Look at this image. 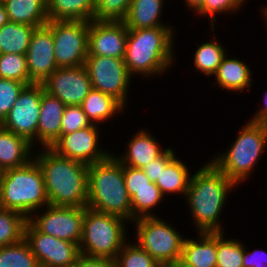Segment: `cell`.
<instances>
[{"instance_id": "25", "label": "cell", "mask_w": 267, "mask_h": 267, "mask_svg": "<svg viewBox=\"0 0 267 267\" xmlns=\"http://www.w3.org/2000/svg\"><path fill=\"white\" fill-rule=\"evenodd\" d=\"M80 106L91 124L96 125H102L126 110L114 97L96 89L88 93Z\"/></svg>"}, {"instance_id": "4", "label": "cell", "mask_w": 267, "mask_h": 267, "mask_svg": "<svg viewBox=\"0 0 267 267\" xmlns=\"http://www.w3.org/2000/svg\"><path fill=\"white\" fill-rule=\"evenodd\" d=\"M88 208L119 216L132 223L131 198L124 183L123 165L111 153L88 167Z\"/></svg>"}, {"instance_id": "28", "label": "cell", "mask_w": 267, "mask_h": 267, "mask_svg": "<svg viewBox=\"0 0 267 267\" xmlns=\"http://www.w3.org/2000/svg\"><path fill=\"white\" fill-rule=\"evenodd\" d=\"M36 27L8 22L0 28V54L26 55Z\"/></svg>"}, {"instance_id": "49", "label": "cell", "mask_w": 267, "mask_h": 267, "mask_svg": "<svg viewBox=\"0 0 267 267\" xmlns=\"http://www.w3.org/2000/svg\"><path fill=\"white\" fill-rule=\"evenodd\" d=\"M2 172H3V171L0 169V179H1V176H2Z\"/></svg>"}, {"instance_id": "37", "label": "cell", "mask_w": 267, "mask_h": 267, "mask_svg": "<svg viewBox=\"0 0 267 267\" xmlns=\"http://www.w3.org/2000/svg\"><path fill=\"white\" fill-rule=\"evenodd\" d=\"M246 2H248V0H205L195 14L197 16L201 15V17H208L211 30L216 31L214 26V20H216L215 15L236 13L239 9L242 10V7Z\"/></svg>"}, {"instance_id": "7", "label": "cell", "mask_w": 267, "mask_h": 267, "mask_svg": "<svg viewBox=\"0 0 267 267\" xmlns=\"http://www.w3.org/2000/svg\"><path fill=\"white\" fill-rule=\"evenodd\" d=\"M126 224L128 221L119 216L85 207L80 254L115 260L129 240Z\"/></svg>"}, {"instance_id": "13", "label": "cell", "mask_w": 267, "mask_h": 267, "mask_svg": "<svg viewBox=\"0 0 267 267\" xmlns=\"http://www.w3.org/2000/svg\"><path fill=\"white\" fill-rule=\"evenodd\" d=\"M99 128V125L91 124L75 132L60 135L49 148L62 157L88 166L101 162L112 152L107 151L99 144V136H101Z\"/></svg>"}, {"instance_id": "2", "label": "cell", "mask_w": 267, "mask_h": 267, "mask_svg": "<svg viewBox=\"0 0 267 267\" xmlns=\"http://www.w3.org/2000/svg\"><path fill=\"white\" fill-rule=\"evenodd\" d=\"M40 148L34 152V159L41 168L49 204L86 207L89 166L62 157L49 147Z\"/></svg>"}, {"instance_id": "48", "label": "cell", "mask_w": 267, "mask_h": 267, "mask_svg": "<svg viewBox=\"0 0 267 267\" xmlns=\"http://www.w3.org/2000/svg\"><path fill=\"white\" fill-rule=\"evenodd\" d=\"M261 11H262V13H261ZM259 12L263 15L262 18H264V22H265L264 24L266 25L265 27L267 28V7L261 8V10Z\"/></svg>"}, {"instance_id": "30", "label": "cell", "mask_w": 267, "mask_h": 267, "mask_svg": "<svg viewBox=\"0 0 267 267\" xmlns=\"http://www.w3.org/2000/svg\"><path fill=\"white\" fill-rule=\"evenodd\" d=\"M26 223L27 218L20 212L0 207V247L21 241Z\"/></svg>"}, {"instance_id": "24", "label": "cell", "mask_w": 267, "mask_h": 267, "mask_svg": "<svg viewBox=\"0 0 267 267\" xmlns=\"http://www.w3.org/2000/svg\"><path fill=\"white\" fill-rule=\"evenodd\" d=\"M10 22L40 27L48 23L47 0H3Z\"/></svg>"}, {"instance_id": "18", "label": "cell", "mask_w": 267, "mask_h": 267, "mask_svg": "<svg viewBox=\"0 0 267 267\" xmlns=\"http://www.w3.org/2000/svg\"><path fill=\"white\" fill-rule=\"evenodd\" d=\"M150 132L147 129L138 130L128 140L125 153L120 156L114 154L122 165L142 169L149 161L160 157L167 150L161 148L157 138Z\"/></svg>"}, {"instance_id": "29", "label": "cell", "mask_w": 267, "mask_h": 267, "mask_svg": "<svg viewBox=\"0 0 267 267\" xmlns=\"http://www.w3.org/2000/svg\"><path fill=\"white\" fill-rule=\"evenodd\" d=\"M197 47L194 50V71L196 72L197 70L209 77L213 76L221 64L223 57L227 54L226 47L218 42V40L214 41V39L200 43Z\"/></svg>"}, {"instance_id": "44", "label": "cell", "mask_w": 267, "mask_h": 267, "mask_svg": "<svg viewBox=\"0 0 267 267\" xmlns=\"http://www.w3.org/2000/svg\"><path fill=\"white\" fill-rule=\"evenodd\" d=\"M264 106L260 107L249 121L254 123H266L267 124V92L264 95Z\"/></svg>"}, {"instance_id": "39", "label": "cell", "mask_w": 267, "mask_h": 267, "mask_svg": "<svg viewBox=\"0 0 267 267\" xmlns=\"http://www.w3.org/2000/svg\"><path fill=\"white\" fill-rule=\"evenodd\" d=\"M91 125L81 106H65L61 135L75 132Z\"/></svg>"}, {"instance_id": "41", "label": "cell", "mask_w": 267, "mask_h": 267, "mask_svg": "<svg viewBox=\"0 0 267 267\" xmlns=\"http://www.w3.org/2000/svg\"><path fill=\"white\" fill-rule=\"evenodd\" d=\"M175 149L172 147H167V150L158 158L153 161H149L142 170L145 175L154 183L160 178L161 165H167L175 156Z\"/></svg>"}, {"instance_id": "33", "label": "cell", "mask_w": 267, "mask_h": 267, "mask_svg": "<svg viewBox=\"0 0 267 267\" xmlns=\"http://www.w3.org/2000/svg\"><path fill=\"white\" fill-rule=\"evenodd\" d=\"M224 235V231L217 232L216 267H243L244 244L239 239H228Z\"/></svg>"}, {"instance_id": "38", "label": "cell", "mask_w": 267, "mask_h": 267, "mask_svg": "<svg viewBox=\"0 0 267 267\" xmlns=\"http://www.w3.org/2000/svg\"><path fill=\"white\" fill-rule=\"evenodd\" d=\"M25 86L23 82L0 78V123L8 115Z\"/></svg>"}, {"instance_id": "43", "label": "cell", "mask_w": 267, "mask_h": 267, "mask_svg": "<svg viewBox=\"0 0 267 267\" xmlns=\"http://www.w3.org/2000/svg\"><path fill=\"white\" fill-rule=\"evenodd\" d=\"M70 267H116V262L109 258L87 257L80 254Z\"/></svg>"}, {"instance_id": "11", "label": "cell", "mask_w": 267, "mask_h": 267, "mask_svg": "<svg viewBox=\"0 0 267 267\" xmlns=\"http://www.w3.org/2000/svg\"><path fill=\"white\" fill-rule=\"evenodd\" d=\"M84 212L85 207L49 204L44 209L32 213L27 221L39 232L76 243L79 246L82 239Z\"/></svg>"}, {"instance_id": "14", "label": "cell", "mask_w": 267, "mask_h": 267, "mask_svg": "<svg viewBox=\"0 0 267 267\" xmlns=\"http://www.w3.org/2000/svg\"><path fill=\"white\" fill-rule=\"evenodd\" d=\"M24 239L39 267H70L80 256L76 243L39 232L28 221L24 229Z\"/></svg>"}, {"instance_id": "3", "label": "cell", "mask_w": 267, "mask_h": 267, "mask_svg": "<svg viewBox=\"0 0 267 267\" xmlns=\"http://www.w3.org/2000/svg\"><path fill=\"white\" fill-rule=\"evenodd\" d=\"M174 34L173 26L128 29L124 62L129 73L144 79L169 71L177 57Z\"/></svg>"}, {"instance_id": "1", "label": "cell", "mask_w": 267, "mask_h": 267, "mask_svg": "<svg viewBox=\"0 0 267 267\" xmlns=\"http://www.w3.org/2000/svg\"><path fill=\"white\" fill-rule=\"evenodd\" d=\"M237 184L221 172L210 160L191 175L184 201L196 232H223L220 221L229 193Z\"/></svg>"}, {"instance_id": "35", "label": "cell", "mask_w": 267, "mask_h": 267, "mask_svg": "<svg viewBox=\"0 0 267 267\" xmlns=\"http://www.w3.org/2000/svg\"><path fill=\"white\" fill-rule=\"evenodd\" d=\"M0 78L29 85L27 58L23 54H0Z\"/></svg>"}, {"instance_id": "31", "label": "cell", "mask_w": 267, "mask_h": 267, "mask_svg": "<svg viewBox=\"0 0 267 267\" xmlns=\"http://www.w3.org/2000/svg\"><path fill=\"white\" fill-rule=\"evenodd\" d=\"M166 199L159 187L151 181V187H144L136 191L131 197L132 222L142 217L158 216L152 211Z\"/></svg>"}, {"instance_id": "16", "label": "cell", "mask_w": 267, "mask_h": 267, "mask_svg": "<svg viewBox=\"0 0 267 267\" xmlns=\"http://www.w3.org/2000/svg\"><path fill=\"white\" fill-rule=\"evenodd\" d=\"M29 84L43 83L58 67L54 53L52 21L36 27L26 53Z\"/></svg>"}, {"instance_id": "36", "label": "cell", "mask_w": 267, "mask_h": 267, "mask_svg": "<svg viewBox=\"0 0 267 267\" xmlns=\"http://www.w3.org/2000/svg\"><path fill=\"white\" fill-rule=\"evenodd\" d=\"M132 0H95L93 20L123 22Z\"/></svg>"}, {"instance_id": "22", "label": "cell", "mask_w": 267, "mask_h": 267, "mask_svg": "<svg viewBox=\"0 0 267 267\" xmlns=\"http://www.w3.org/2000/svg\"><path fill=\"white\" fill-rule=\"evenodd\" d=\"M34 146L24 137L0 125V169L20 167L34 158Z\"/></svg>"}, {"instance_id": "5", "label": "cell", "mask_w": 267, "mask_h": 267, "mask_svg": "<svg viewBox=\"0 0 267 267\" xmlns=\"http://www.w3.org/2000/svg\"><path fill=\"white\" fill-rule=\"evenodd\" d=\"M49 205L43 174L33 158L23 166L7 169L0 179V207L28 218Z\"/></svg>"}, {"instance_id": "12", "label": "cell", "mask_w": 267, "mask_h": 267, "mask_svg": "<svg viewBox=\"0 0 267 267\" xmlns=\"http://www.w3.org/2000/svg\"><path fill=\"white\" fill-rule=\"evenodd\" d=\"M44 91L42 83L26 85L8 115L0 123L3 128L26 138L34 147L37 144L40 103Z\"/></svg>"}, {"instance_id": "47", "label": "cell", "mask_w": 267, "mask_h": 267, "mask_svg": "<svg viewBox=\"0 0 267 267\" xmlns=\"http://www.w3.org/2000/svg\"><path fill=\"white\" fill-rule=\"evenodd\" d=\"M165 267H193L183 262L181 259L176 260L175 262L166 265Z\"/></svg>"}, {"instance_id": "19", "label": "cell", "mask_w": 267, "mask_h": 267, "mask_svg": "<svg viewBox=\"0 0 267 267\" xmlns=\"http://www.w3.org/2000/svg\"><path fill=\"white\" fill-rule=\"evenodd\" d=\"M65 106L58 98L43 92L37 127V146L50 147L61 135Z\"/></svg>"}, {"instance_id": "23", "label": "cell", "mask_w": 267, "mask_h": 267, "mask_svg": "<svg viewBox=\"0 0 267 267\" xmlns=\"http://www.w3.org/2000/svg\"><path fill=\"white\" fill-rule=\"evenodd\" d=\"M164 3V0H132L123 22L128 29L171 26L161 20Z\"/></svg>"}, {"instance_id": "9", "label": "cell", "mask_w": 267, "mask_h": 267, "mask_svg": "<svg viewBox=\"0 0 267 267\" xmlns=\"http://www.w3.org/2000/svg\"><path fill=\"white\" fill-rule=\"evenodd\" d=\"M85 68L88 72L92 88L111 95L125 108L127 106L129 86L132 75L129 73L124 59L104 56H87ZM126 104V105H125Z\"/></svg>"}, {"instance_id": "6", "label": "cell", "mask_w": 267, "mask_h": 267, "mask_svg": "<svg viewBox=\"0 0 267 267\" xmlns=\"http://www.w3.org/2000/svg\"><path fill=\"white\" fill-rule=\"evenodd\" d=\"M237 135L226 151L217 153L210 161L239 186L251 178L267 148V124L248 120Z\"/></svg>"}, {"instance_id": "34", "label": "cell", "mask_w": 267, "mask_h": 267, "mask_svg": "<svg viewBox=\"0 0 267 267\" xmlns=\"http://www.w3.org/2000/svg\"><path fill=\"white\" fill-rule=\"evenodd\" d=\"M132 243L129 240L118 253L116 267H162L147 251Z\"/></svg>"}, {"instance_id": "21", "label": "cell", "mask_w": 267, "mask_h": 267, "mask_svg": "<svg viewBox=\"0 0 267 267\" xmlns=\"http://www.w3.org/2000/svg\"><path fill=\"white\" fill-rule=\"evenodd\" d=\"M196 235L194 240L184 239L180 259L193 267H216L217 232H198Z\"/></svg>"}, {"instance_id": "15", "label": "cell", "mask_w": 267, "mask_h": 267, "mask_svg": "<svg viewBox=\"0 0 267 267\" xmlns=\"http://www.w3.org/2000/svg\"><path fill=\"white\" fill-rule=\"evenodd\" d=\"M42 85L47 93L66 106H80L93 89L84 65L57 68Z\"/></svg>"}, {"instance_id": "8", "label": "cell", "mask_w": 267, "mask_h": 267, "mask_svg": "<svg viewBox=\"0 0 267 267\" xmlns=\"http://www.w3.org/2000/svg\"><path fill=\"white\" fill-rule=\"evenodd\" d=\"M132 224L136 228L135 243L160 266L165 267L181 258L185 237L167 219L165 221L160 216L142 217Z\"/></svg>"}, {"instance_id": "27", "label": "cell", "mask_w": 267, "mask_h": 267, "mask_svg": "<svg viewBox=\"0 0 267 267\" xmlns=\"http://www.w3.org/2000/svg\"><path fill=\"white\" fill-rule=\"evenodd\" d=\"M95 0H47L48 20L92 21Z\"/></svg>"}, {"instance_id": "42", "label": "cell", "mask_w": 267, "mask_h": 267, "mask_svg": "<svg viewBox=\"0 0 267 267\" xmlns=\"http://www.w3.org/2000/svg\"><path fill=\"white\" fill-rule=\"evenodd\" d=\"M242 264L243 267H267V251L261 249L247 251L244 246Z\"/></svg>"}, {"instance_id": "20", "label": "cell", "mask_w": 267, "mask_h": 267, "mask_svg": "<svg viewBox=\"0 0 267 267\" xmlns=\"http://www.w3.org/2000/svg\"><path fill=\"white\" fill-rule=\"evenodd\" d=\"M227 56L226 54L223 57L221 64L213 75L216 80L213 85H218L221 90L225 89L236 93L240 91L244 93L245 89L250 91L253 77L249 64L239 58H235V56L233 58Z\"/></svg>"}, {"instance_id": "17", "label": "cell", "mask_w": 267, "mask_h": 267, "mask_svg": "<svg viewBox=\"0 0 267 267\" xmlns=\"http://www.w3.org/2000/svg\"><path fill=\"white\" fill-rule=\"evenodd\" d=\"M128 28L124 22H89L88 56L124 59Z\"/></svg>"}, {"instance_id": "40", "label": "cell", "mask_w": 267, "mask_h": 267, "mask_svg": "<svg viewBox=\"0 0 267 267\" xmlns=\"http://www.w3.org/2000/svg\"><path fill=\"white\" fill-rule=\"evenodd\" d=\"M123 175L125 187L130 198L137 190L144 187H151V180L145 175L142 169L123 165Z\"/></svg>"}, {"instance_id": "26", "label": "cell", "mask_w": 267, "mask_h": 267, "mask_svg": "<svg viewBox=\"0 0 267 267\" xmlns=\"http://www.w3.org/2000/svg\"><path fill=\"white\" fill-rule=\"evenodd\" d=\"M181 158L175 156L167 165H161L160 178L155 183L162 195L165 197L170 194H179L185 198L191 174Z\"/></svg>"}, {"instance_id": "45", "label": "cell", "mask_w": 267, "mask_h": 267, "mask_svg": "<svg viewBox=\"0 0 267 267\" xmlns=\"http://www.w3.org/2000/svg\"><path fill=\"white\" fill-rule=\"evenodd\" d=\"M205 0H185V7H188L193 13H195L204 3Z\"/></svg>"}, {"instance_id": "32", "label": "cell", "mask_w": 267, "mask_h": 267, "mask_svg": "<svg viewBox=\"0 0 267 267\" xmlns=\"http://www.w3.org/2000/svg\"><path fill=\"white\" fill-rule=\"evenodd\" d=\"M0 267H39V264L23 238L18 243L0 247Z\"/></svg>"}, {"instance_id": "46", "label": "cell", "mask_w": 267, "mask_h": 267, "mask_svg": "<svg viewBox=\"0 0 267 267\" xmlns=\"http://www.w3.org/2000/svg\"><path fill=\"white\" fill-rule=\"evenodd\" d=\"M9 22L8 14L3 3L0 1V28Z\"/></svg>"}, {"instance_id": "10", "label": "cell", "mask_w": 267, "mask_h": 267, "mask_svg": "<svg viewBox=\"0 0 267 267\" xmlns=\"http://www.w3.org/2000/svg\"><path fill=\"white\" fill-rule=\"evenodd\" d=\"M89 21H52L54 53L58 68L85 65Z\"/></svg>"}]
</instances>
